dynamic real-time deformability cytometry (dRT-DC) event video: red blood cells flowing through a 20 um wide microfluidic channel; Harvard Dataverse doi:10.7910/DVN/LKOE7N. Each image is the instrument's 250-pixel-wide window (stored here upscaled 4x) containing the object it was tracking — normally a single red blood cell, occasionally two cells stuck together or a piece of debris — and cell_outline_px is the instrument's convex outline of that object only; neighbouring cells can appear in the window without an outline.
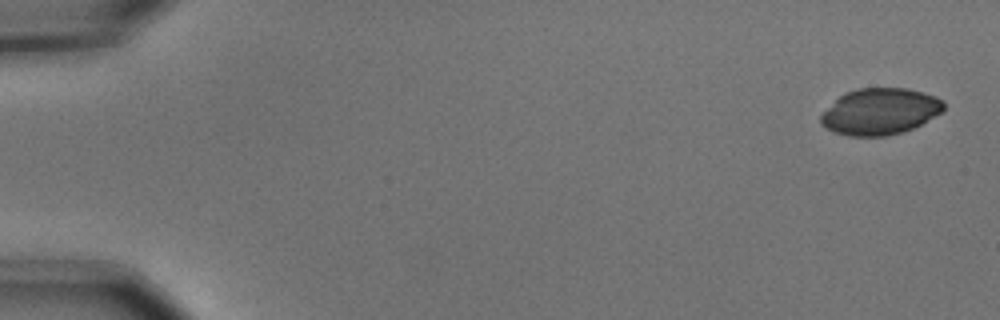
{"species": "common noctule bat (a hibernating species)", "species_latin": "Nyctalus noctula", "temperature_condition": "cold", "stored_images_in_passage": 4, "camera_frame_rate_fps": 3000, "um_per_image_px": 0.085, "animal": {"sex": "male", "body_mass_g": 15.6}, "frame": {"image": 1, "passage_image": 1, "time_ms": 0.0, "image_size_px": [1000, 320], "cell_outline_px": [[944, 108], [940, 112], [920, 124], [904, 132], [884, 136], [848, 136], [836, 132], [820, 124], [820, 116], [840, 96], [856, 88], [908, 88], [924, 92], [936, 96], [944, 100]], "centroid_in_image_um": [74.82, 9.47], "position_along_channel_um": 10.2, "area_um2": 32.95}}